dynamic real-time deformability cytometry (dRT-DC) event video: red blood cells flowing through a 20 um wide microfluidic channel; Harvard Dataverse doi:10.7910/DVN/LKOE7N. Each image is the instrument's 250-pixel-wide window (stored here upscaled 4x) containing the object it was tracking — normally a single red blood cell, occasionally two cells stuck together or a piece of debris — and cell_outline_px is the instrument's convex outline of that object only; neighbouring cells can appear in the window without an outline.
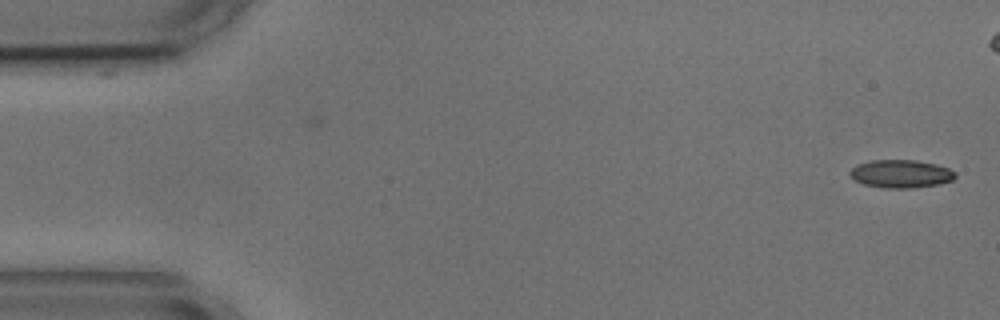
{"species": "common noctule bat (a hibernating species)", "species_latin": "Nyctalus noctula", "temperature_condition": "cold", "stored_images_in_passage": 47, "camera_frame_rate_fps": 3000, "um_per_image_px": 0.085, "animal": {"sex": "male", "body_mass_g": 17.9, "forearm_length_mm": 54.2}, "frame": {"image": 1, "passage_image": 1, "time_ms": 0.0, "image_size_px": [1000, 320], "cell_outline_px": [[956, 176], [952, 180], [940, 184], [912, 188], [884, 188], [864, 184], [856, 180], [848, 172], [856, 164], [872, 160], [916, 160], [936, 164], [948, 168], [956, 172]], "centroid_in_image_um": [76.59, 14.77], "position_along_channel_um": 8.4, "area_um2": 17.22}}
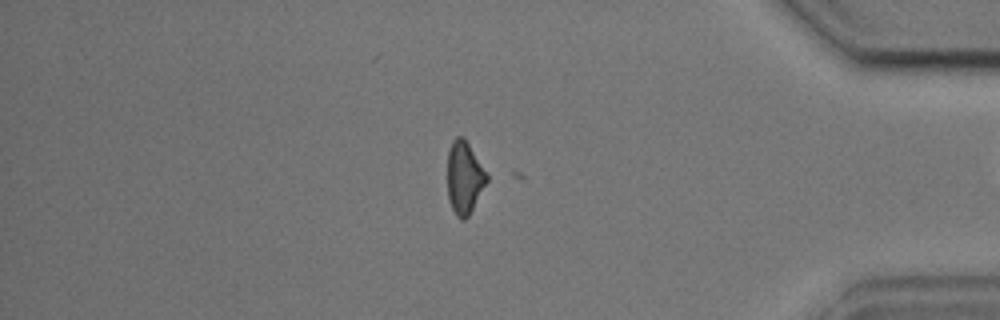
{"frame": {"image": 2, "passage_image": 46, "time_ms": 15.0, "image_size_px": [1000, 320], "cell_outline_px": [[488, 180], [468, 216], [464, 220], [460, 220], [456, 216], [452, 208], [448, 196], [448, 148], [452, 140], [456, 136], [464, 136], [488, 176]], "centroid_in_image_um": [39.45, 15.07], "position_along_channel_um": 395.7, "area_um2": 16.47}, "authors_computed_cell_mechanics": {"area_um2": 17.5134, "velocity_mm_per_s": 3.6172, "shape_relaxation_time_tau1_ms": null, "shape_relaxation_time_tau2_ms": 3.3231, "deformation_change_tau1": null, "deformation_change_tau2": 0.1094}}